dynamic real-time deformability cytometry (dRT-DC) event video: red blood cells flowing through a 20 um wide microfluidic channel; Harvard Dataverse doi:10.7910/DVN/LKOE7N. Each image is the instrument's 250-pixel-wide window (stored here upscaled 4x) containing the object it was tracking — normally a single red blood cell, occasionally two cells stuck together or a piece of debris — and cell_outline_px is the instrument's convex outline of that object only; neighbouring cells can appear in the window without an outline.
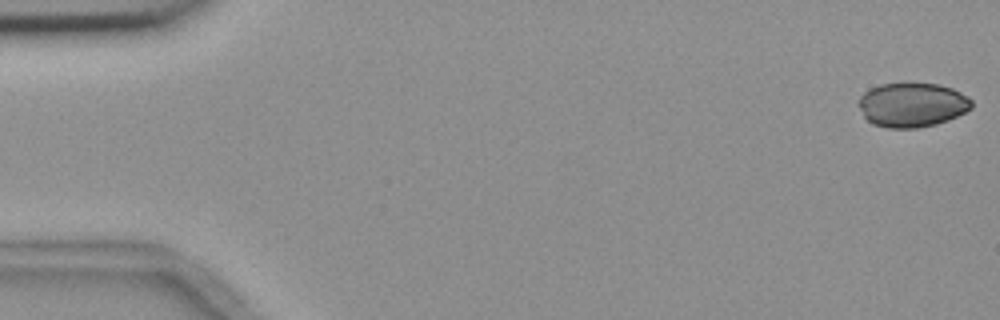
{"species": "common noctule bat (a hibernating species)", "species_latin": "Nyctalus noctula", "temperature_condition": "room temperature", "stored_images_in_passage": 55, "camera_frame_rate_fps": 3000, "um_per_image_px": 0.085, "animal": {"sex": "female", "body_mass_g": 18.4}, "frame": {"image": 1, "passage_image": 1, "time_ms": 0.0, "image_size_px": [1000, 320], "cell_outline_px": [[972, 108], [948, 120], [936, 124], [916, 128], [888, 128], [872, 124], [864, 116], [856, 104], [860, 96], [864, 92], [880, 84], [904, 80], [908, 80], [936, 84], [952, 88], [968, 96], [972, 100]], "centroid_in_image_um": [77.5, 8.87], "position_along_channel_um": 7.5, "area_um2": 30.0}}
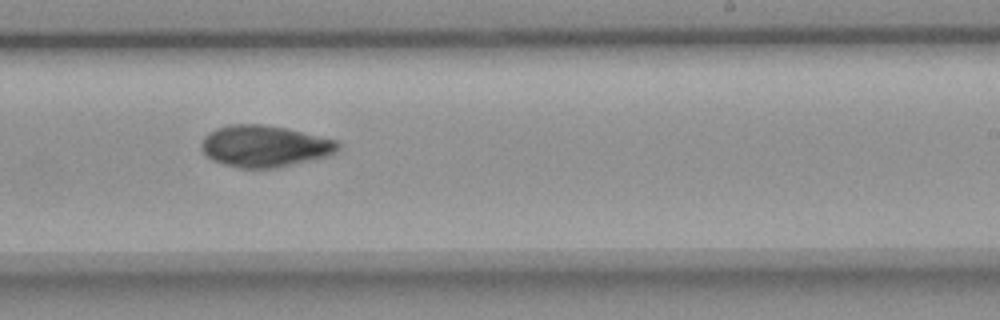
{"frame": {"image": 2, "passage_image": 34, "time_ms": 11.0, "image_size_px": [1000, 320], "cell_outline_px": [[340, 148], [336, 152], [328, 156], [276, 168], [240, 168], [224, 164], [212, 160], [200, 148], [200, 144], [204, 136], [208, 132], [216, 128], [228, 124], [264, 124], [288, 128], [336, 140], [340, 144]], "centroid_in_image_um": [22.48, 12.41], "position_along_channel_um": 266.5, "area_um2": 33.35}}
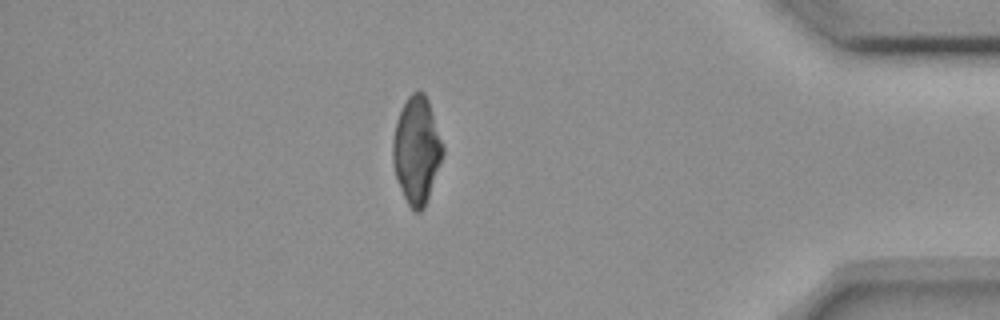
{"frame": {"image": 3, "passage_image": 48, "time_ms": 15.667, "image_size_px": [1000, 320], "cell_outline_px": [[444, 152], [424, 208], [420, 212], [416, 212], [408, 204], [400, 188], [392, 164], [392, 140], [396, 120], [408, 96], [412, 92], [424, 92], [428, 100], [444, 148]], "centroid_in_image_um": [35.39, 12.76], "position_along_channel_um": 399.8, "area_um2": 30.81}}